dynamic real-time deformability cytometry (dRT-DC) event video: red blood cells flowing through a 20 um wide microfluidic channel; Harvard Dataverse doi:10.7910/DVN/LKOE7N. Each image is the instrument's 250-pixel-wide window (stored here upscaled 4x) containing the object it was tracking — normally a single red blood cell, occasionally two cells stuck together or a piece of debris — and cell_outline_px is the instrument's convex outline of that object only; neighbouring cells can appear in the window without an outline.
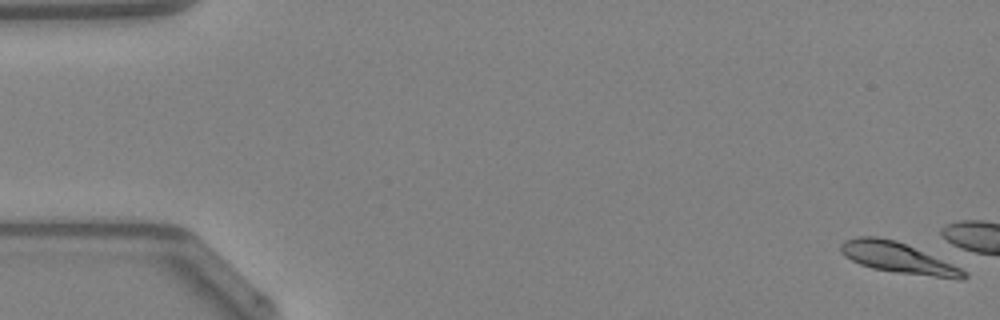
{"species": "Egyptian fruit bat (a non-hibernating species)", "species_latin": "Rousettus aegyptiacus", "temperature_condition": "warm", "stored_images_in_passage": 6, "camera_frame_rate_fps": 3000, "um_per_image_px": 0.085, "animal": {"sex": "female"}, "frame": {"image": 1, "passage_image": 1, "time_ms": 0.0, "image_size_px": [1000, 320], "cell_outline_px": [[968, 276], [960, 280], [896, 272], [872, 268], [860, 264], [844, 256], [840, 252], [840, 244], [844, 240], [860, 236], [876, 236], [896, 240], [952, 264], [968, 272]], "centroid_in_image_um": [76.31, 21.92], "position_along_channel_um": 8.7, "area_um2": 21.85}}